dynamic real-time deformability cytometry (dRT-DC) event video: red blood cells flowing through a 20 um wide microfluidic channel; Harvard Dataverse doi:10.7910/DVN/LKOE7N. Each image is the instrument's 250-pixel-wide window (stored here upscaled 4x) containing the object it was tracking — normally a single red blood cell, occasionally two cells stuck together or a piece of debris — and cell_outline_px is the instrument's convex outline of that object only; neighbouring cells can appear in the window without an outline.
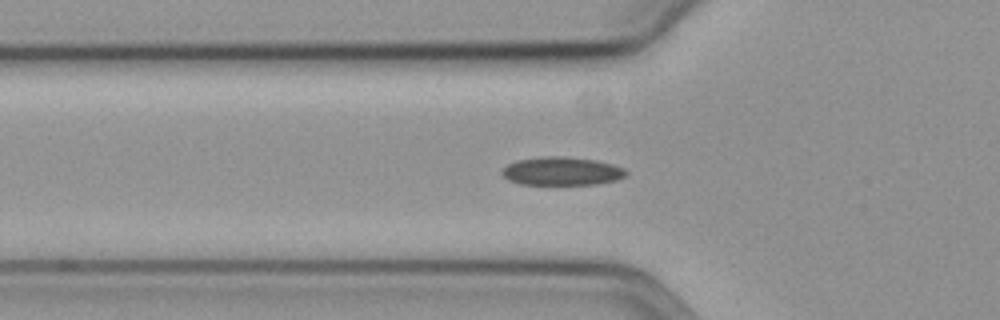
{"species": "common noctule bat (a hibernating species)", "species_latin": "Nyctalus noctula", "temperature_condition": "cold", "stored_images_in_passage": 49, "camera_frame_rate_fps": 3000, "um_per_image_px": 0.085, "animal": {"sex": "female", "body_mass_g": 19.3, "forearm_length_mm": 54.1}, "frame": {"image": 1, "passage_image": 19, "time_ms": 6.0, "image_size_px": [1000, 320], "cell_outline_px": [[628, 172], [624, 176], [616, 180], [596, 184], [520, 184], [508, 180], [500, 172], [508, 164], [516, 160], [544, 156], [564, 156], [596, 160], [612, 164], [624, 168]], "centroid_in_image_um": [47.74, 14.54], "position_along_channel_um": 78.1, "area_um2": 20.46}}
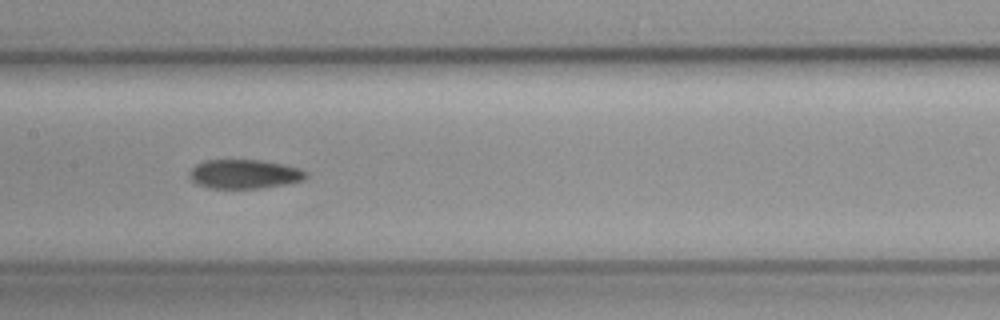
{"frame": {"image": 2, "passage_image": 28, "time_ms": 9.0, "image_size_px": [1000, 320], "cell_outline_px": [[308, 176], [304, 180], [284, 184], [260, 188], [208, 188], [196, 184], [188, 176], [192, 168], [196, 164], [208, 160], [260, 160], [284, 164], [300, 168], [308, 172]], "centroid_in_image_um": [20.79, 14.79], "position_along_channel_um": 186.6, "area_um2": 19.83}}
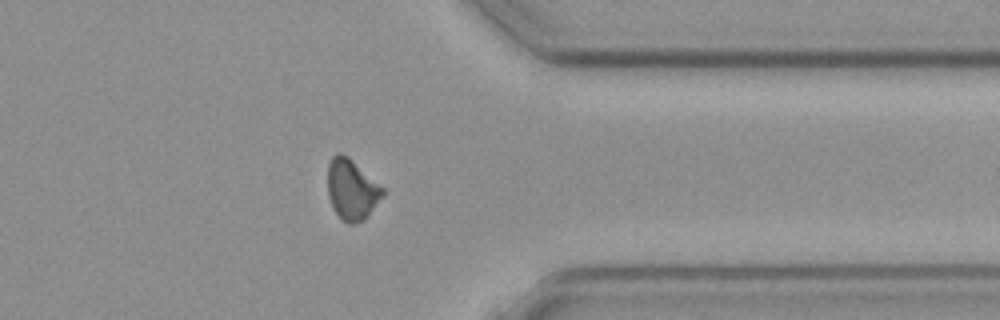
{"frame": {"image": 3, "passage_image": 45, "time_ms": 14.667, "image_size_px": [1000, 320], "cell_outline_px": [[384, 196], [364, 220], [356, 224], [348, 224], [340, 220], [332, 208], [328, 196], [328, 164], [332, 156], [336, 152], [340, 152], [348, 156], [384, 188]], "centroid_in_image_um": [29.89, 16.13], "position_along_channel_um": 381.5, "area_um2": 19.77}}